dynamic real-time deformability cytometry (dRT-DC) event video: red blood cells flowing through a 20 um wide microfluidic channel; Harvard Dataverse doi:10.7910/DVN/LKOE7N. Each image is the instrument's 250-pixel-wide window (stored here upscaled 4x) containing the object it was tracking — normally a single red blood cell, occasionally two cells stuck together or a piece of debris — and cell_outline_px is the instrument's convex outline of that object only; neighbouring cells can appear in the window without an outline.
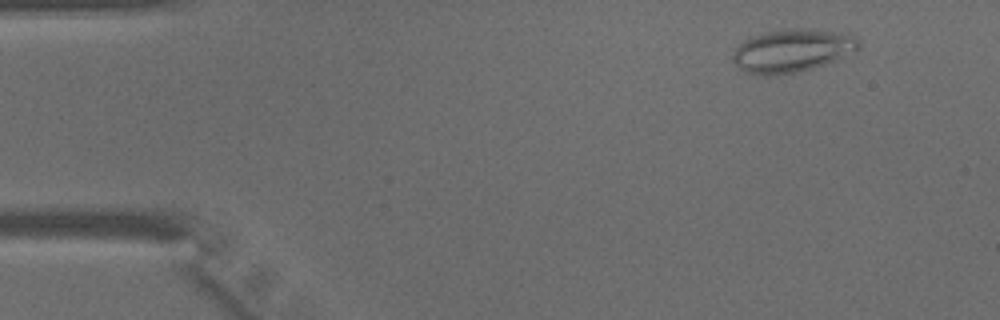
{"species": "common noctule bat (a hibernating species)", "species_latin": "Nyctalus noctula", "temperature_condition": "warm", "stored_images_in_passage": 45, "camera_frame_rate_fps": 3000, "um_per_image_px": 0.085, "animal": {"sex": "male", "body_mass_g": 15.6}, "frame": {"image": 1, "passage_image": 5, "time_ms": 1.333, "image_size_px": [1000, 320], "cell_outline_px": [[860, 48], [824, 64], [812, 68], [796, 72], [776, 76], [752, 76], [740, 68], [732, 60], [732, 56], [736, 48], [740, 44], [764, 32], [792, 28], [816, 28], [852, 32], [860, 40]], "centroid_in_image_um": [67.38, 4.29], "position_along_channel_um": 17.6, "area_um2": 31.96}}
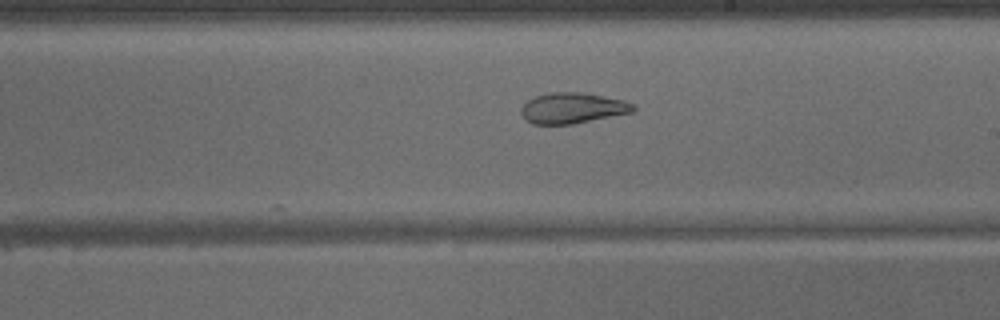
{"frame": {"image": 2, "passage_image": 26, "time_ms": 8.333, "image_size_px": [1000, 320], "cell_outline_px": [[636, 108], [632, 112], [572, 124], [532, 124], [524, 120], [520, 112], [520, 108], [528, 100], [536, 96], [548, 92], [580, 92], [624, 100], [632, 104]], "centroid_in_image_um": [48.61, 9.19], "position_along_channel_um": 240.4, "area_um2": 20.0}}
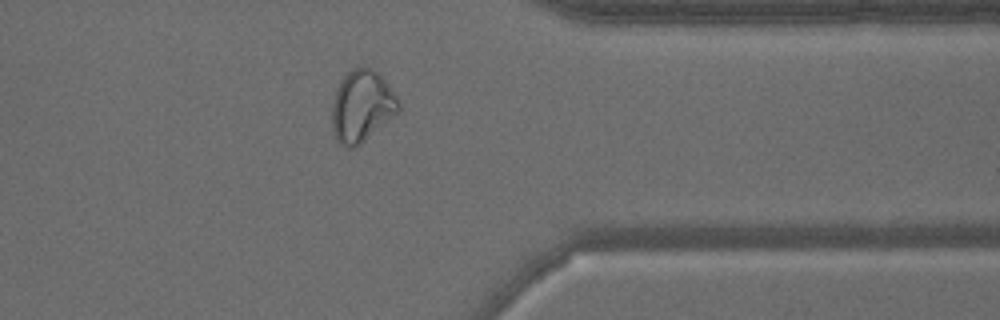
{"frame": {"image": 3, "passage_image": 36, "time_ms": 11.667, "image_size_px": [1000, 320], "cell_outline_px": [[400, 112], [360, 144], [352, 148], [348, 148], [340, 144], [336, 140], [332, 128], [332, 104], [336, 92], [344, 76], [352, 68], [372, 68], [384, 80], [396, 96], [400, 104]], "centroid_in_image_um": [30.76, 9.06], "position_along_channel_um": 380.6, "area_um2": 27.51}}